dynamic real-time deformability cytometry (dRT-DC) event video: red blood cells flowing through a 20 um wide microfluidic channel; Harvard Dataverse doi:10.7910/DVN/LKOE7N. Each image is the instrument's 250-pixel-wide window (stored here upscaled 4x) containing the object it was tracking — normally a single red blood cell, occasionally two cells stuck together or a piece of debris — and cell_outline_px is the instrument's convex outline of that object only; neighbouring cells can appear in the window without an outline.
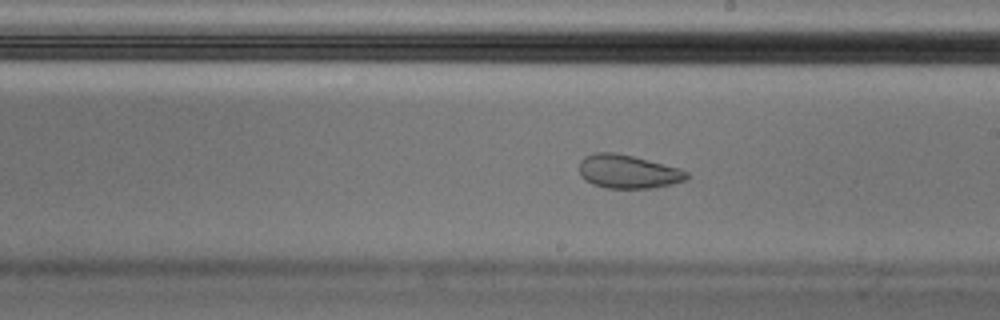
{"species": "Egyptian fruit bat (a non-hibernating species)", "species_latin": "Rousettus aegyptiacus", "temperature_condition": "cold", "stored_images_in_passage": 43, "camera_frame_rate_fps": 3000, "um_per_image_px": 0.085, "animal": {"sex": "male"}, "frame": {"image": 1, "passage_image": 19, "time_ms": 6.0, "image_size_px": [1000, 320], "cell_outline_px": [[688, 180], [672, 184], [652, 188], [604, 188], [592, 184], [584, 180], [580, 176], [580, 160], [584, 156], [596, 152], [612, 152], [632, 156], [680, 168], [688, 172]], "centroid_in_image_um": [53.37, 14.59], "position_along_channel_um": 235.6, "area_um2": 21.15}}